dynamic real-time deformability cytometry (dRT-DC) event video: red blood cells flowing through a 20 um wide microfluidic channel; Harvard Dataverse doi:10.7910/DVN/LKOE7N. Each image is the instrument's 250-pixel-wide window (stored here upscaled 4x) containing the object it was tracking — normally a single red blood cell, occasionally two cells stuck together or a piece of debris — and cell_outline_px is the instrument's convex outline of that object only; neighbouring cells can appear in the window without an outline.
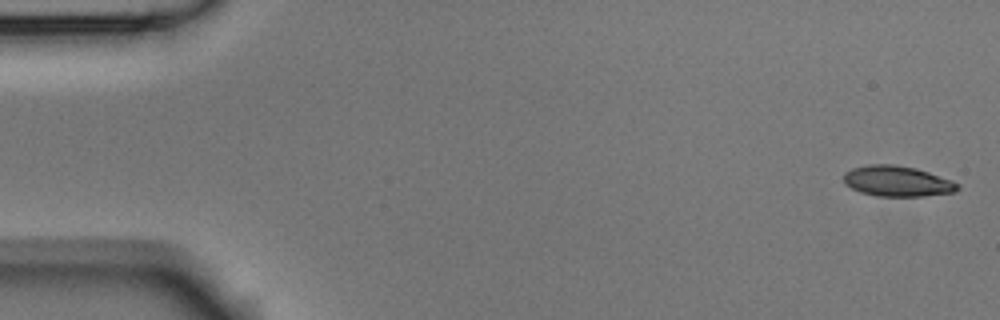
{"species": "Egyptian fruit bat (a non-hibernating species)", "species_latin": "Rousettus aegyptiacus", "temperature_condition": "room temperature", "stored_images_in_passage": 4, "camera_frame_rate_fps": 3000, "um_per_image_px": 0.085, "animal": {"sex": "male"}, "frame": {"image": 1, "passage_image": 1, "time_ms": 0.0, "image_size_px": [1000, 320], "cell_outline_px": [[960, 188], [956, 192], [924, 196], [876, 196], [860, 192], [844, 184], [844, 172], [852, 168], [868, 164], [896, 164], [916, 168], [952, 180], [960, 184]], "centroid_in_image_um": [76.27, 15.4], "position_along_channel_um": 8.7, "area_um2": 20.52}}